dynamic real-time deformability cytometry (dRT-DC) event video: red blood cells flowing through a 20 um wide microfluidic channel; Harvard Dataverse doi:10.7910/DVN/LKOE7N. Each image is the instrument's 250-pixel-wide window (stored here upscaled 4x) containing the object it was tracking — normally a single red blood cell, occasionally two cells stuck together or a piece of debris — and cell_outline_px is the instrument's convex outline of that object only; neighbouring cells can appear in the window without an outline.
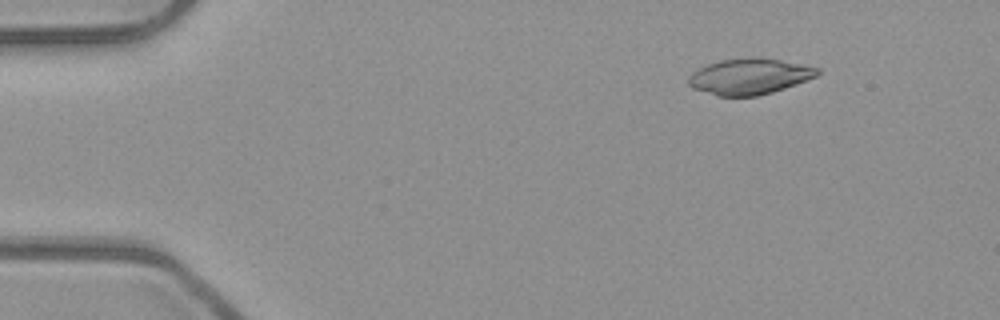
{"species": "common noctule bat (a hibernating species)", "species_latin": "Nyctalus noctula", "temperature_condition": "room temperature", "stored_images_in_passage": 6, "segment_of_instrument_passage": [2, 2], "camera_frame_rate_fps": 3000, "um_per_image_px": 0.085, "animal": {"sex": "male", "body_mass_g": 23.1, "forearm_length_mm": 52.7}, "frame": {"image": 1, "passage_image": 6, "time_ms": 1.667, "image_size_px": [1000, 320], "cell_outline_px": [[820, 72], [816, 76], [784, 88], [772, 92], [756, 96], [716, 96], [692, 88], [688, 84], [688, 76], [692, 72], [708, 64], [720, 60], [752, 56], [756, 56], [780, 60], [820, 68]], "centroid_in_image_um": [63.66, 6.49], "position_along_channel_um": 21.3, "area_um2": 26.99}}